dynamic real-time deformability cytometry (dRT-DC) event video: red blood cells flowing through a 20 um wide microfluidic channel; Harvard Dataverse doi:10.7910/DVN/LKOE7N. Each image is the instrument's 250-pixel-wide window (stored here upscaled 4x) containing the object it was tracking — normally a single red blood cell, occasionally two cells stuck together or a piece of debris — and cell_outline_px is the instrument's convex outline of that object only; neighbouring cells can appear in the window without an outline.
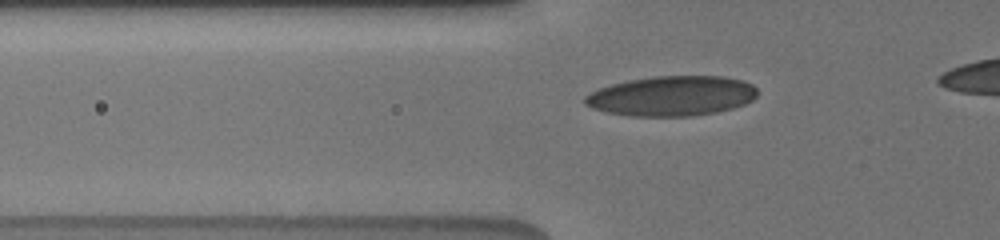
{"species": "human", "species_latin": "Homo sapiens", "temperature_condition": "cold", "stored_images_in_passage": 45, "camera_frame_rate_fps": 3000, "um_per_image_px": 0.085, "donor": {"sex": "male"}, "frame": {"image": 1, "passage_image": 15, "time_ms": 4.667, "image_size_px": [1000, 240], "cell_outline_px": [[756, 96], [752, 100], [744, 104], [732, 108], [716, 112], [692, 116], [632, 116], [608, 112], [592, 108], [584, 104], [584, 96], [600, 88], [612, 84], [628, 80], [656, 76], [724, 76], [744, 80], [752, 84], [756, 88]], "centroid_in_image_um": [57.11, 8.15], "position_along_channel_um": 68.7, "area_um2": 40.11}}
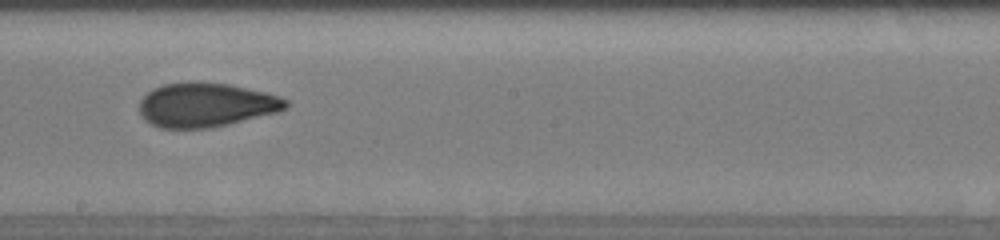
{"frame": {"image": 2, "passage_image": 28, "time_ms": 9.0, "image_size_px": [1000, 240], "cell_outline_px": [[288, 108], [280, 112], [228, 124], [208, 128], [160, 128], [144, 120], [140, 112], [140, 100], [152, 88], [164, 84], [188, 80], [196, 80], [228, 84], [268, 92], [280, 96], [288, 100]], "centroid_in_image_um": [17.53, 8.89], "position_along_channel_um": 230.7, "area_um2": 38.32}}
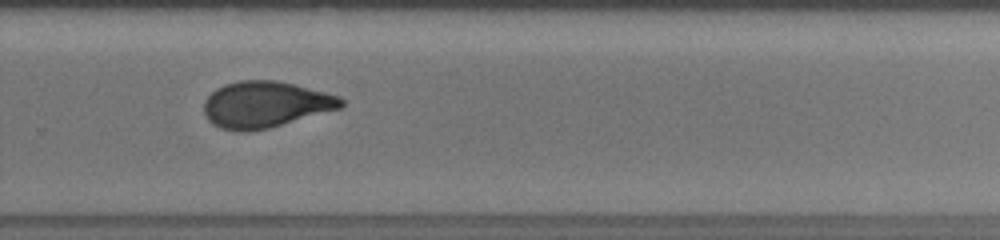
{"frame": {"image": 3, "passage_image": 34, "time_ms": 11.0, "image_size_px": [1000, 240], "cell_outline_px": [[344, 104], [340, 108], [268, 128], [248, 132], [236, 132], [220, 128], [212, 124], [208, 120], [204, 112], [204, 100], [216, 88], [224, 84], [240, 80], [276, 80], [340, 96], [344, 100]], "centroid_in_image_um": [22.51, 8.89], "position_along_channel_um": 307.3, "area_um2": 36.93}}